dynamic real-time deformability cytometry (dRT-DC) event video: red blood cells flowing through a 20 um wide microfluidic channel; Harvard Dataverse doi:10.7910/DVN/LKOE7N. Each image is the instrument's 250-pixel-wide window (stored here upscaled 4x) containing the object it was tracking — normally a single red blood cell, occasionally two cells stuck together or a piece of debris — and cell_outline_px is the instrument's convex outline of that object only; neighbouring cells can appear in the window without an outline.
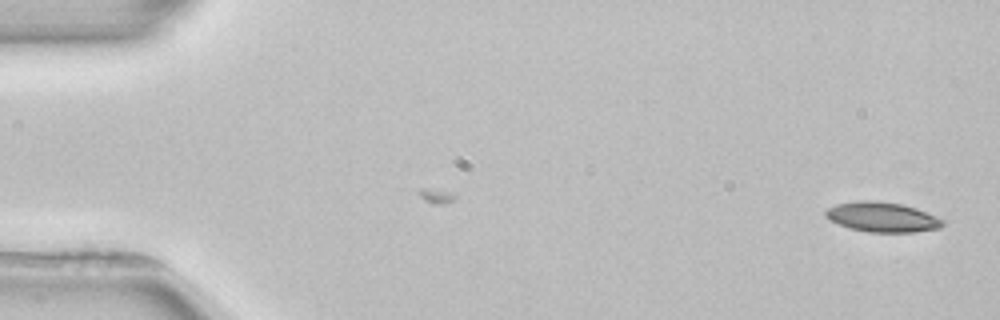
{"species": "common noctule bat (a hibernating species)", "species_latin": "Nyctalus noctula", "temperature_condition": "room temperature", "stored_images_in_passage": 4, "camera_frame_rate_fps": 3000, "um_per_image_px": 0.085, "animal": {"sex": "female", "body_mass_g": 22.7, "forearm_length_mm": 54.2}, "frame": {"image": 1, "passage_image": 1, "time_ms": 0.0, "image_size_px": [1000, 320], "cell_outline_px": [[944, 224], [940, 228], [912, 232], [868, 232], [852, 228], [828, 220], [824, 216], [824, 212], [828, 208], [836, 204], [860, 200], [880, 200], [900, 204], [916, 208], [944, 220]], "centroid_in_image_um": [74.96, 18.44], "position_along_channel_um": 10.0, "area_um2": 20.35}}
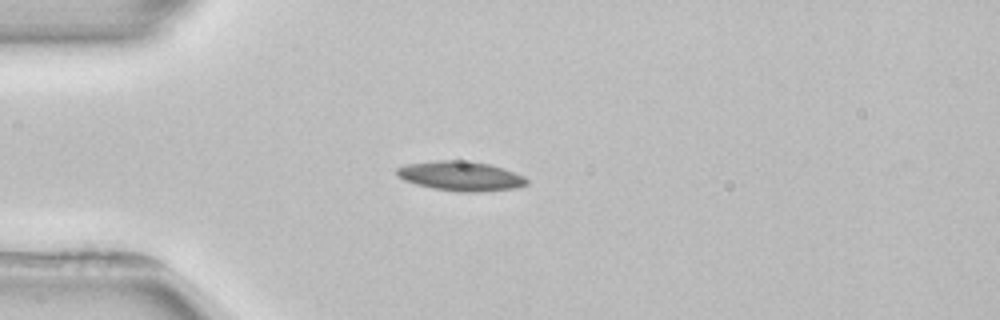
{"frame": {"image": 2, "passage_image": 4, "time_ms": 4.0, "image_size_px": [1000, 320], "cell_outline_px": [[528, 184], [516, 188], [480, 192], [464, 192], [432, 188], [416, 184], [404, 180], [396, 172], [396, 168], [408, 164], [436, 160], [460, 160], [488, 164], [504, 168], [516, 172], [524, 176], [528, 180]], "centroid_in_image_um": [39.2, 14.96], "position_along_channel_um": 45.8, "area_um2": 22.31}}